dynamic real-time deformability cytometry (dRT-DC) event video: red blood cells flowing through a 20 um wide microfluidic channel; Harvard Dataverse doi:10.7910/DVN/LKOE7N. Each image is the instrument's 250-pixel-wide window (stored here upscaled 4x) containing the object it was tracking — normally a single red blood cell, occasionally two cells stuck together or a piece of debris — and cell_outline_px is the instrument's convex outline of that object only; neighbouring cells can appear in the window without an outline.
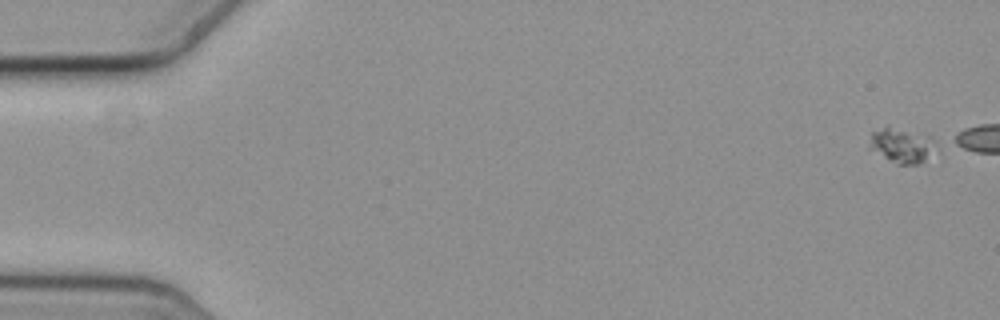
{"species": "common noctule bat (a hibernating species)", "species_latin": "Nyctalus noctula", "temperature_condition": "cold", "stored_images_in_passage": 6, "camera_frame_rate_fps": 3000, "um_per_image_px": 0.085, "animal": {"sex": "female", "body_mass_g": 19.3, "forearm_length_mm": 54.1}, "frame": {"image": 1, "passage_image": 1, "time_ms": 0.0, "image_size_px": [1000, 320], "cell_outline_px": [[936, 144], [924, 160], [916, 164], [896, 164], [888, 160], [868, 148], [868, 144], [872, 132], [888, 124], [928, 136], [936, 140]], "centroid_in_image_um": [76.57, 12.32], "position_along_channel_um": 8.4, "area_um2": 13.53}}